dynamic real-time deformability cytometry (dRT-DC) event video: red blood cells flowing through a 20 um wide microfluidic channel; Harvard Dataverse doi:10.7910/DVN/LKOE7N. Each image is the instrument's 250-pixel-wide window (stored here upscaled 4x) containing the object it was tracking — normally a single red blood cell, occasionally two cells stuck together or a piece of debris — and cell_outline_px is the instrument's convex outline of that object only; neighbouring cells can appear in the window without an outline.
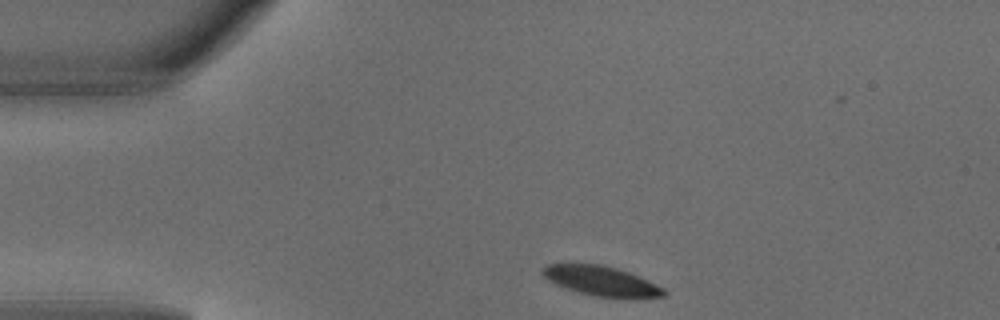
{"species": "common noctule bat (a hibernating species)", "species_latin": "Nyctalus noctula", "temperature_condition": "warm", "stored_images_in_passage": 2, "camera_frame_rate_fps": 3000, "um_per_image_px": 0.085, "animal": {"sex": "male", "body_mass_g": 18.8}, "frame": {"image": 1, "passage_image": 1, "time_ms": 0.0, "image_size_px": [1000, 320], "cell_outline_px": [[668, 292], [664, 296], [596, 296], [580, 292], [556, 284], [548, 280], [540, 272], [540, 268], [548, 264], [600, 264], [616, 268], [640, 276], [664, 288]], "centroid_in_image_um": [51.07, 23.84], "position_along_channel_um": 33.9, "area_um2": 20.35}}